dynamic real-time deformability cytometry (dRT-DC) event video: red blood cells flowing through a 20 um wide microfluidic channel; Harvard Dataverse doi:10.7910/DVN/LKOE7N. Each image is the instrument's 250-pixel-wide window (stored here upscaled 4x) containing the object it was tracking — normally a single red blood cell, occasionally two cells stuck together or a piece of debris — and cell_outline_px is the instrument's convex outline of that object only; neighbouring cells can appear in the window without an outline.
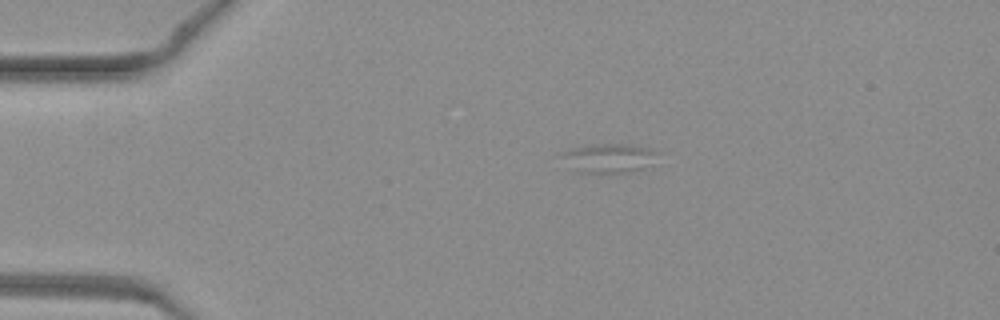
{"species": "common noctule bat (a hibernating species)", "species_latin": "Nyctalus noctula", "temperature_condition": "warm", "stored_images_in_passage": 26, "camera_frame_rate_fps": 3000, "um_per_image_px": 0.085, "animal": {"sex": "female", "body_mass_g": 19.3, "forearm_length_mm": 54.1}, "frame": {"image": 1, "passage_image": 1, "time_ms": 0.0, "image_size_px": [1000, 320], "cell_outline_px": [[660, 152], [640, 168], [624, 172], [576, 172], [560, 152], [572, 148], [588, 144], [628, 144], [648, 148]], "centroid_in_image_um": [51.69, 13.4], "position_along_channel_um": 33.3, "area_um2": 15.55}}
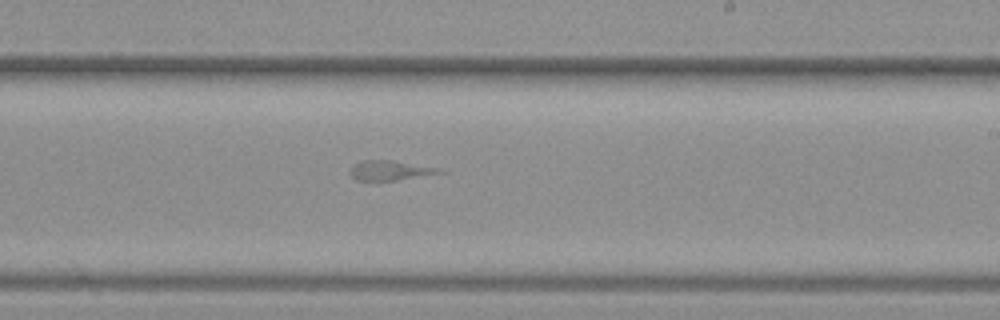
{"frame": {"image": 2, "passage_image": 19, "time_ms": 6.0, "image_size_px": [1000, 320], "cell_outline_px": [[448, 172], [396, 180], [356, 180], [348, 172], [348, 168], [364, 160], [392, 160], [440, 168]], "centroid_in_image_um": [33.17, 14.48], "position_along_channel_um": 255.8, "area_um2": 10.29}}
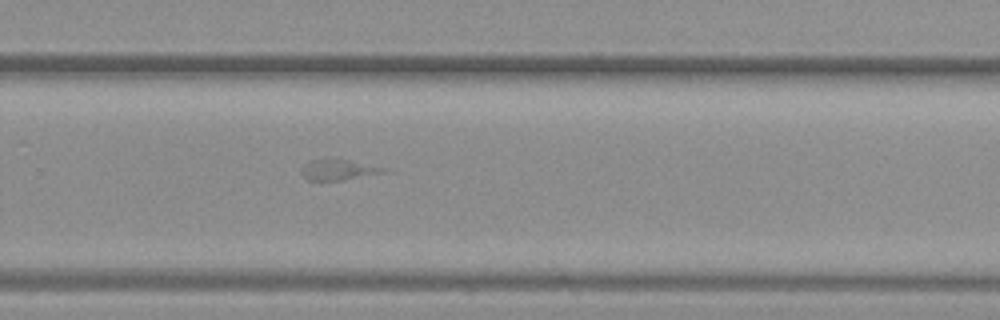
{"frame": {"image": 3, "passage_image": 22, "time_ms": 7.0, "image_size_px": [1000, 320], "cell_outline_px": [[396, 172], [344, 180], [308, 180], [300, 172], [300, 168], [304, 164], [312, 160], [324, 156], [336, 156], [384, 168]], "centroid_in_image_um": [28.83, 14.39], "position_along_channel_um": 301.0, "area_um2": 10.81}}